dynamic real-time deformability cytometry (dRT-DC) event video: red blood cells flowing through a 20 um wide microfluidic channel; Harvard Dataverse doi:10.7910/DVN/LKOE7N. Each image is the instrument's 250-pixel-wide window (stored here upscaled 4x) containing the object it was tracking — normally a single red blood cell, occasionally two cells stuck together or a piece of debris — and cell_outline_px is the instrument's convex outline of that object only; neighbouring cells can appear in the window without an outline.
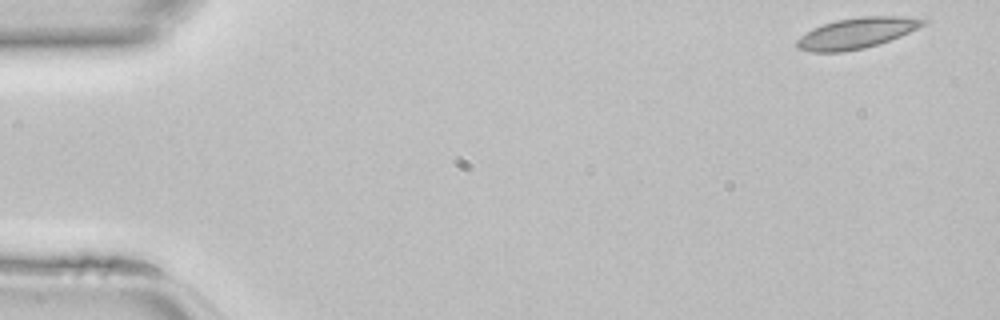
{"species": "common noctule bat (a hibernating species)", "species_latin": "Nyctalus noctula", "temperature_condition": "room temperature", "stored_images_in_passage": 45, "camera_frame_rate_fps": 3000, "um_per_image_px": 0.085, "animal": {"sex": "female", "body_mass_g": 22.7, "forearm_length_mm": 54.2}, "frame": {"image": 1, "passage_image": 1, "time_ms": 0.0, "image_size_px": [1000, 320], "cell_outline_px": [[928, 24], [900, 36], [864, 48], [840, 52], [812, 52], [796, 48], [796, 40], [800, 36], [812, 28], [836, 20], [860, 16], [900, 16], [928, 20]], "centroid_in_image_um": [72.8, 2.81], "position_along_channel_um": 12.2, "area_um2": 22.54}}
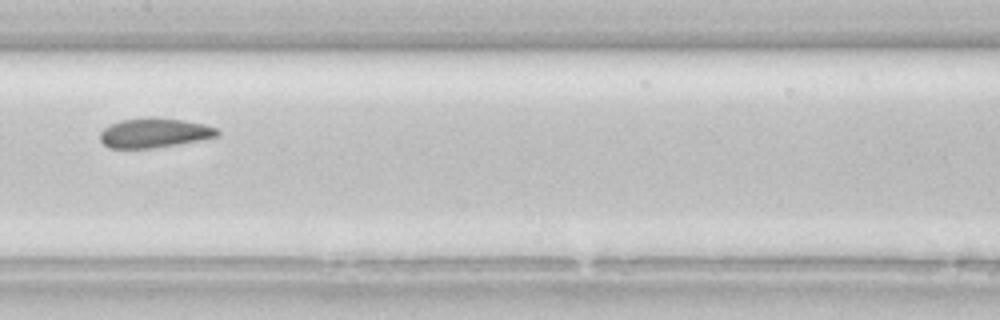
{"frame": {"image": 2, "passage_image": 22, "time_ms": 7.0, "image_size_px": [1000, 320], "cell_outline_px": [[220, 136], [200, 140], [152, 148], [108, 148], [100, 140], [100, 132], [104, 128], [120, 120], [148, 116], [156, 116], [204, 124], [216, 128], [220, 132]], "centroid_in_image_um": [13.11, 11.28], "position_along_channel_um": 194.3, "area_um2": 20.29}}
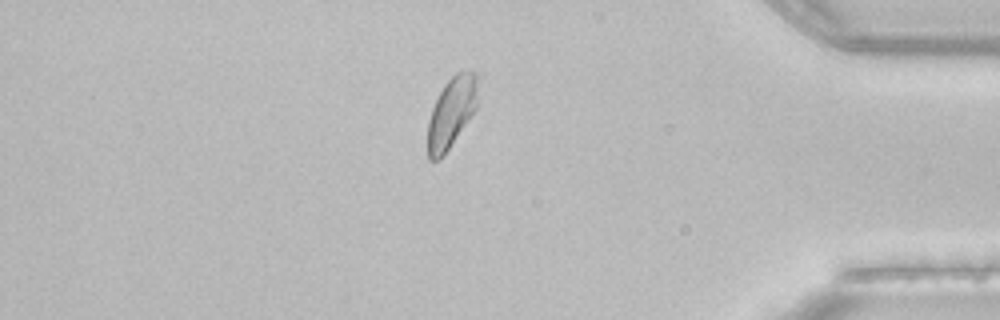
{"frame": {"image": 3, "passage_image": 38, "time_ms": 12.333, "image_size_px": [1000, 320], "cell_outline_px": [[476, 108], [444, 156], [440, 160], [428, 160], [428, 120], [432, 108], [444, 84], [456, 72], [472, 72], [476, 76]], "centroid_in_image_um": [38.33, 9.61], "position_along_channel_um": 396.9, "area_um2": 20.11}}